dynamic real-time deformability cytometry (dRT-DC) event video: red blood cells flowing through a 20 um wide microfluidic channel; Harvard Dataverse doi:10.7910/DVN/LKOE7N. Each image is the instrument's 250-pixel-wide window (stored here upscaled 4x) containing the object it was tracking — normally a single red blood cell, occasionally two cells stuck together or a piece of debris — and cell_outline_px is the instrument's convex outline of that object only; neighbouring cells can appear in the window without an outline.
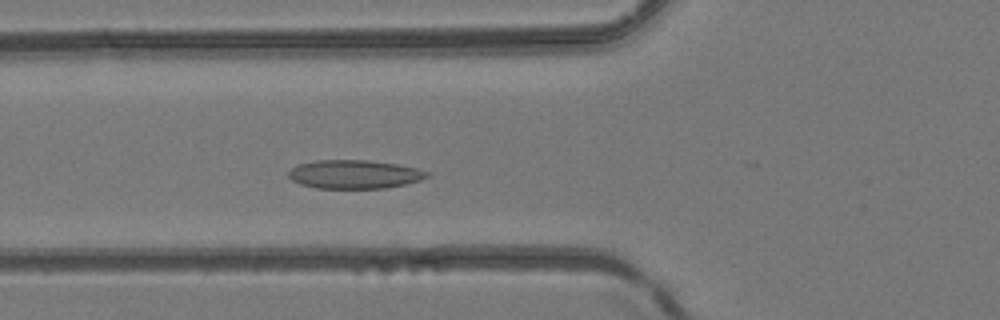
{"species": "common noctule bat (a hibernating species)", "species_latin": "Nyctalus noctula", "temperature_condition": "room temperature", "stored_images_in_passage": 42, "camera_frame_rate_fps": 3000, "um_per_image_px": 0.085, "animal": {"sex": "female", "body_mass_g": 24.6, "forearm_length_mm": 56.2}, "frame": {"image": 1, "passage_image": 12, "time_ms": 3.667, "image_size_px": [1000, 320], "cell_outline_px": [[432, 176], [420, 180], [404, 184], [384, 188], [316, 188], [300, 184], [292, 180], [288, 176], [288, 172], [292, 168], [300, 164], [316, 160], [368, 160], [396, 164], [416, 168], [432, 172]], "centroid_in_image_um": [30.16, 14.81], "position_along_channel_um": 95.6, "area_um2": 23.12}}
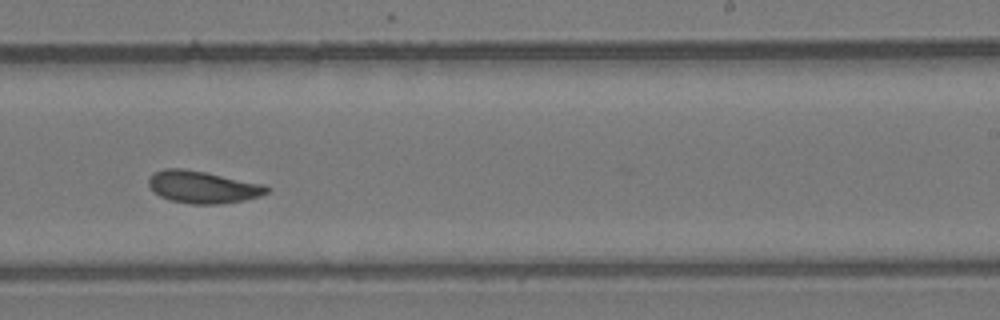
{"frame": {"image": 2, "passage_image": 24, "time_ms": 7.667, "image_size_px": [1000, 320], "cell_outline_px": [[268, 192], [260, 196], [244, 200], [216, 204], [192, 204], [172, 200], [160, 196], [152, 192], [148, 184], [148, 176], [152, 172], [164, 168], [184, 168], [264, 184], [268, 188]], "centroid_in_image_um": [17.17, 15.88], "position_along_channel_um": 271.8, "area_um2": 22.2}}
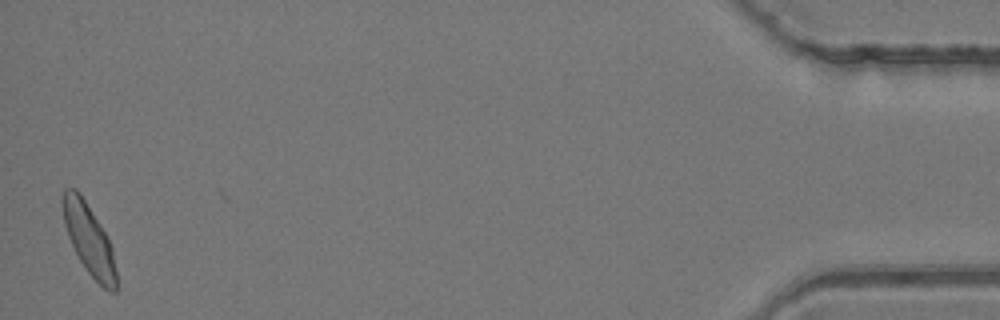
{"frame": {"image": 3, "passage_image": 41, "time_ms": 13.333, "image_size_px": [1000, 320], "cell_outline_px": [[116, 292], [108, 292], [88, 272], [80, 260], [68, 236], [64, 224], [60, 200], [64, 188], [76, 188], [80, 192], [104, 232], [112, 248], [116, 272]], "centroid_in_image_um": [7.53, 20.3], "position_along_channel_um": 427.7, "area_um2": 21.73}}